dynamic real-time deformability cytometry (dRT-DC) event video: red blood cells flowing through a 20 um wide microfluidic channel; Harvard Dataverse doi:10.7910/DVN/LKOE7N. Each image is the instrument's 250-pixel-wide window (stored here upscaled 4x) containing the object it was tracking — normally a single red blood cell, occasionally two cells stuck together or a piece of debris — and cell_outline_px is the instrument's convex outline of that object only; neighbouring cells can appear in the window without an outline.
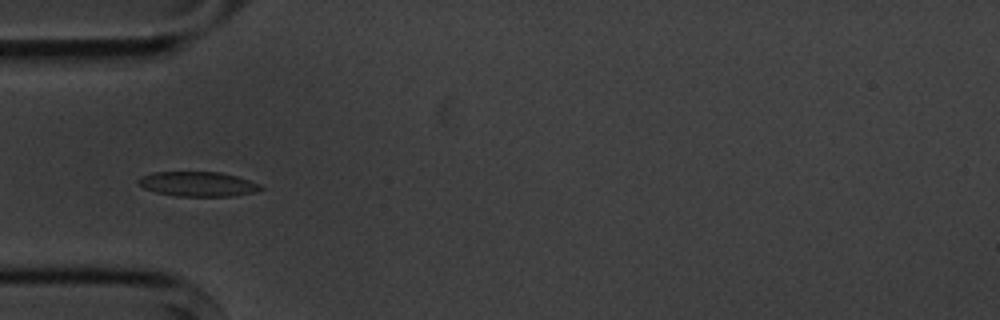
{"species": "common noctule bat (a hibernating species)", "species_latin": "Nyctalus noctula", "temperature_condition": "cold", "stored_images_in_passage": 10, "camera_frame_rate_fps": 3000, "um_per_image_px": 0.085, "animal": {"sex": "male", "body_mass_g": 20.1, "forearm_length_mm": 53.5}, "frame": {"image": 1, "passage_image": 4, "time_ms": 3.333, "image_size_px": [1000, 320], "cell_outline_px": [[264, 188], [252, 192], [232, 196], [176, 196], [156, 192], [144, 188], [136, 184], [136, 180], [140, 176], [152, 172], [220, 172], [236, 176], [260, 184]], "centroid_in_image_um": [16.75, 15.64], "position_along_channel_um": 68.3, "area_um2": 17.63}}
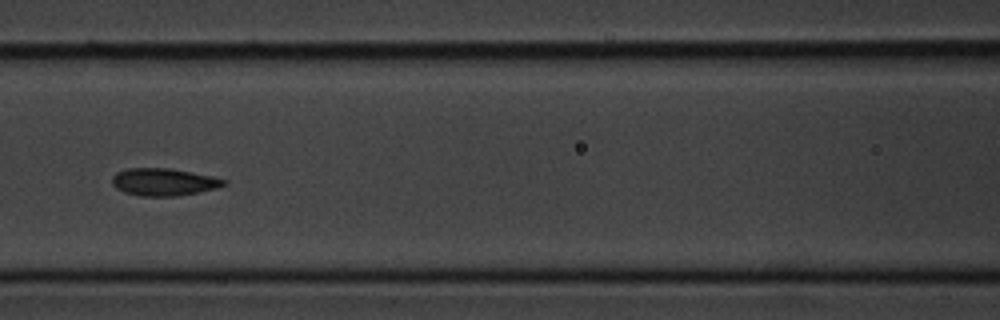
{"frame": {"image": 2, "passage_image": 6, "time_ms": 5.667, "image_size_px": [1000, 320], "cell_outline_px": [[228, 184], [216, 188], [176, 196], [140, 196], [124, 192], [116, 188], [112, 184], [112, 176], [116, 172], [128, 168], [168, 168], [216, 176], [228, 180]], "centroid_in_image_um": [13.94, 15.46], "position_along_channel_um": 152.7, "area_um2": 17.98}}
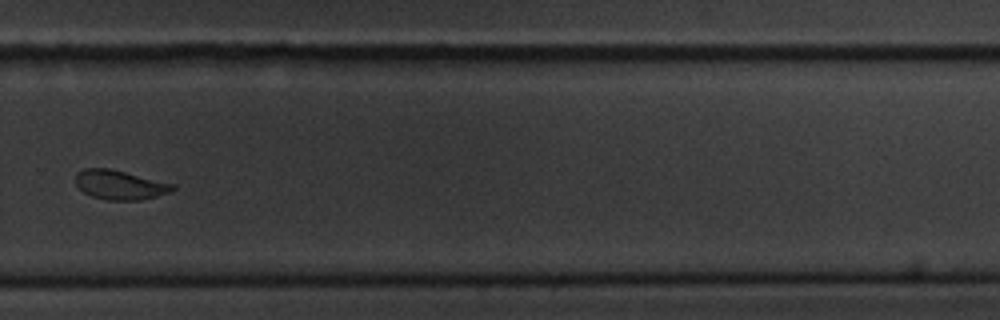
{"frame": {"image": 3, "passage_image": 10, "time_ms": 10.333, "image_size_px": [1000, 320], "cell_outline_px": [[176, 188], [172, 192], [140, 200], [108, 200], [92, 196], [84, 192], [76, 184], [76, 172], [84, 168], [108, 168], [176, 184]], "centroid_in_image_um": [10.22, 15.71], "position_along_channel_um": 319.6, "area_um2": 16.59}}